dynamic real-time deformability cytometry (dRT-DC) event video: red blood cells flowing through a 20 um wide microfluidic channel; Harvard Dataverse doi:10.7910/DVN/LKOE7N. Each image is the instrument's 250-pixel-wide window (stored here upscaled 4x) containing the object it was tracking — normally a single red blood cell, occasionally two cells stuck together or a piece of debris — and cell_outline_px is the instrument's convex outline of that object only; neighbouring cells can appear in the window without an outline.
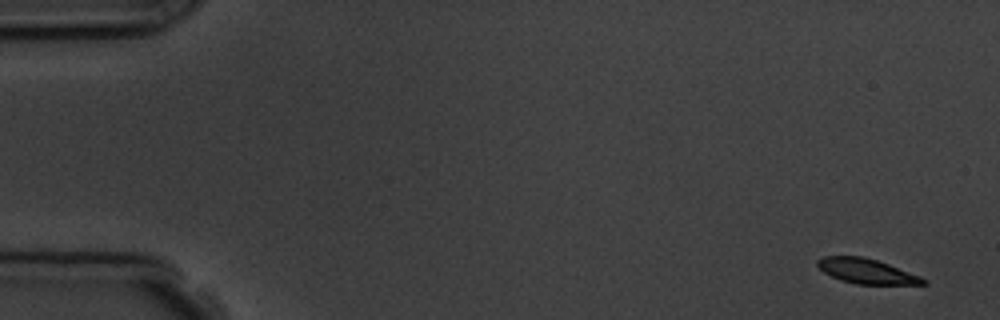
{"species": "common noctule bat (a hibernating species)", "species_latin": "Nyctalus noctula", "temperature_condition": "room temperature", "stored_images_in_passage": 5, "camera_frame_rate_fps": 3000, "um_per_image_px": 0.085, "animal": {"sex": "male", "body_mass_g": 19.5, "forearm_length_mm": 54.6}, "frame": {"image": 1, "passage_image": 1, "time_ms": 0.0, "image_size_px": [1000, 320], "cell_outline_px": [[928, 284], [856, 284], [840, 280], [824, 272], [816, 264], [816, 260], [820, 256], [864, 256], [888, 264], [920, 276], [928, 280]], "centroid_in_image_um": [73.64, 23.04], "position_along_channel_um": 11.4, "area_um2": 15.32}}
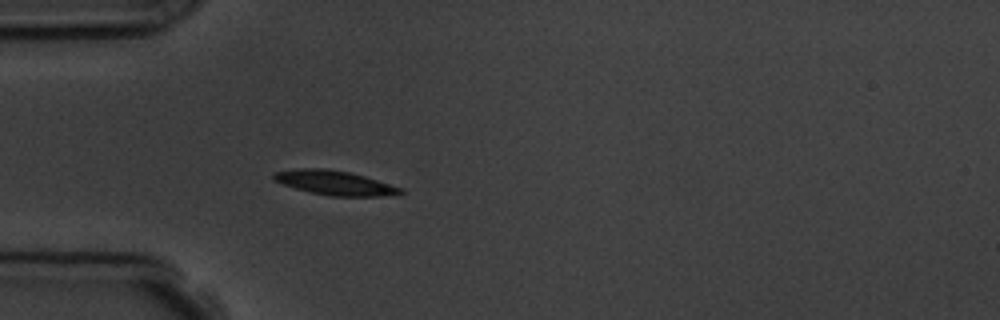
{"frame": {"image": 2, "passage_image": 5, "time_ms": 4.667, "image_size_px": [1000, 320], "cell_outline_px": [[404, 192], [380, 196], [332, 196], [312, 192], [296, 188], [272, 180], [272, 176], [276, 172], [300, 168], [324, 168], [348, 172], [364, 176], [404, 188]], "centroid_in_image_um": [28.46, 15.53], "position_along_channel_um": 56.5, "area_um2": 17.69}}